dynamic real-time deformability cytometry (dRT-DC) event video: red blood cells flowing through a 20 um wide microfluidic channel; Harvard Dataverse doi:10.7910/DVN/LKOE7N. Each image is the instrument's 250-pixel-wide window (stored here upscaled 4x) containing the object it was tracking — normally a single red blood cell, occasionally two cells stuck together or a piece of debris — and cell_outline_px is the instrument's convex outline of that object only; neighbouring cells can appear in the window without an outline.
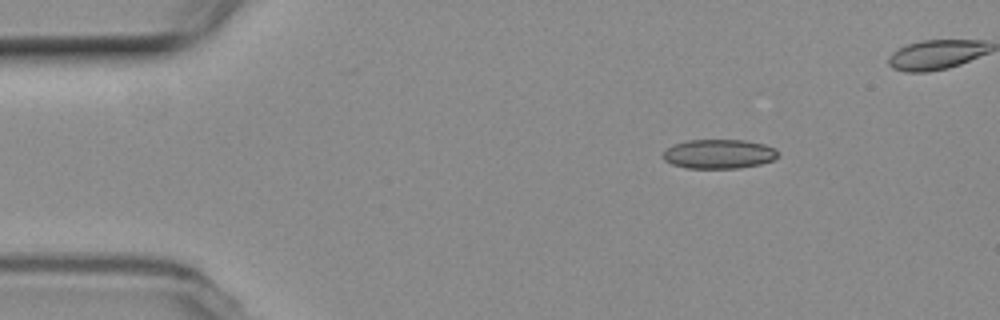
{"species": "common noctule bat (a hibernating species)", "species_latin": "Nyctalus noctula", "temperature_condition": "room temperature", "stored_images_in_passage": 42, "camera_frame_rate_fps": 3000, "um_per_image_px": 0.085, "animal": {"sex": "female", "body_mass_g": 19.3, "forearm_length_mm": 54.1}, "frame": {"image": 1, "passage_image": 1, "time_ms": 0.0, "image_size_px": [1000, 320], "cell_outline_px": [[780, 152], [772, 160], [760, 164], [740, 168], [688, 168], [672, 164], [664, 160], [664, 152], [672, 144], [688, 140], [744, 140], [764, 144], [776, 148]], "centroid_in_image_um": [61.12, 13.08], "position_along_channel_um": 23.9, "area_um2": 19.59}}
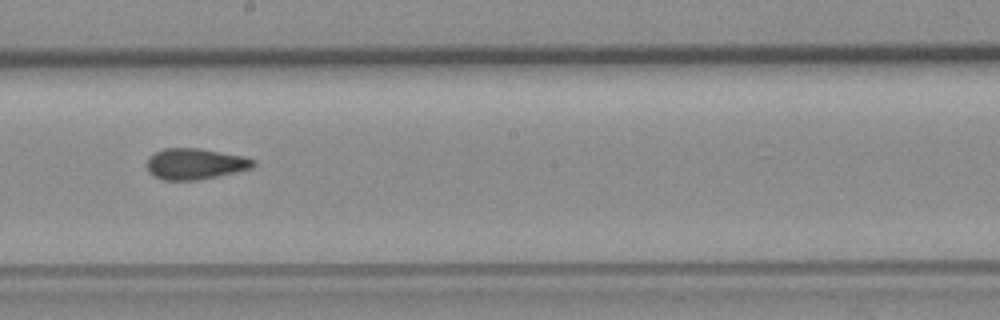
{"frame": {"image": 2, "passage_image": 23, "time_ms": 7.333, "image_size_px": [1000, 320], "cell_outline_px": [[256, 164], [252, 168], [216, 176], [196, 180], [164, 180], [148, 172], [148, 160], [156, 152], [164, 148], [200, 148], [244, 156], [256, 160]], "centroid_in_image_um": [16.63, 13.92], "position_along_channel_um": 231.6, "area_um2": 19.02}}
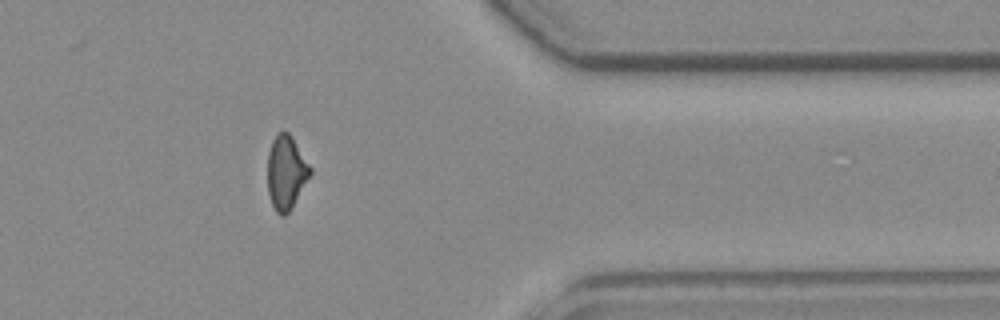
{"frame": {"image": 3, "passage_image": 37, "time_ms": 12.0, "image_size_px": [1000, 320], "cell_outline_px": [[312, 172], [288, 212], [284, 216], [280, 216], [276, 212], [272, 204], [268, 192], [268, 152], [272, 140], [276, 132], [288, 132], [292, 136], [312, 168]], "centroid_in_image_um": [24.31, 14.62], "position_along_channel_um": 387.1, "area_um2": 18.21}}